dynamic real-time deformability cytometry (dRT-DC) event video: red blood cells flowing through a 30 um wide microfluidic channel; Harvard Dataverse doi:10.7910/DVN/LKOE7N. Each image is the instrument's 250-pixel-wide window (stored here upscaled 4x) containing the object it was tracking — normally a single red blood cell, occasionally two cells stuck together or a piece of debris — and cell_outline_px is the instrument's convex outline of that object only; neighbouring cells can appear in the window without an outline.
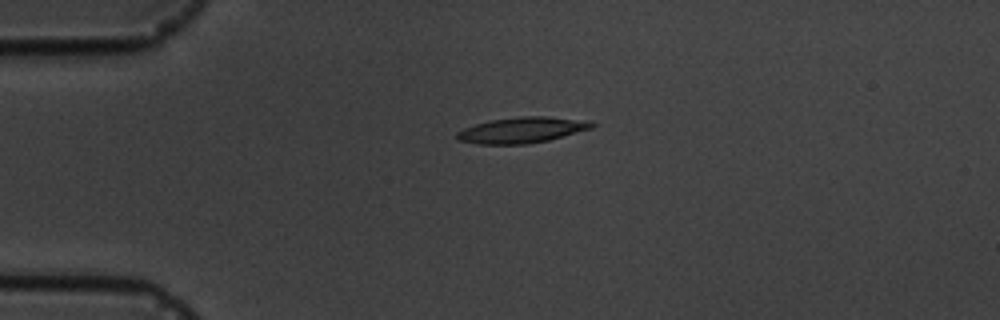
{"species": "common noctule bat (a hibernating species)", "species_latin": "Nyctalus noctula", "temperature_condition": "cold", "stored_images_in_passage": 3, "camera_frame_rate_fps": 3000, "um_per_image_px": 0.085, "animal": {"sex": "male", "body_mass_g": 19.5, "forearm_length_mm": 54.6}, "frame": {"image": 1, "passage_image": 1, "time_ms": 0.0, "image_size_px": [1000, 320], "cell_outline_px": [[596, 124], [592, 128], [548, 140], [528, 144], [480, 144], [456, 140], [456, 132], [464, 128], [476, 124], [492, 120], [520, 116], [548, 116], [588, 120]], "centroid_in_image_um": [44.37, 11.05], "position_along_channel_um": 40.6, "area_um2": 20.29}}
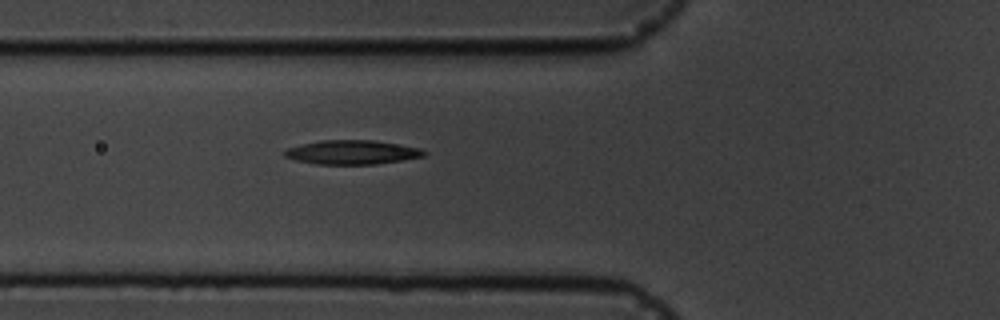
{"frame": {"image": 2, "passage_image": 3, "time_ms": 2.333, "image_size_px": [1000, 320], "cell_outline_px": [[428, 152], [424, 156], [404, 160], [376, 164], [316, 164], [296, 160], [284, 156], [284, 152], [288, 148], [320, 140], [372, 140], [420, 148]], "centroid_in_image_um": [29.95, 12.95], "position_along_channel_um": 95.8, "area_um2": 19.42}}